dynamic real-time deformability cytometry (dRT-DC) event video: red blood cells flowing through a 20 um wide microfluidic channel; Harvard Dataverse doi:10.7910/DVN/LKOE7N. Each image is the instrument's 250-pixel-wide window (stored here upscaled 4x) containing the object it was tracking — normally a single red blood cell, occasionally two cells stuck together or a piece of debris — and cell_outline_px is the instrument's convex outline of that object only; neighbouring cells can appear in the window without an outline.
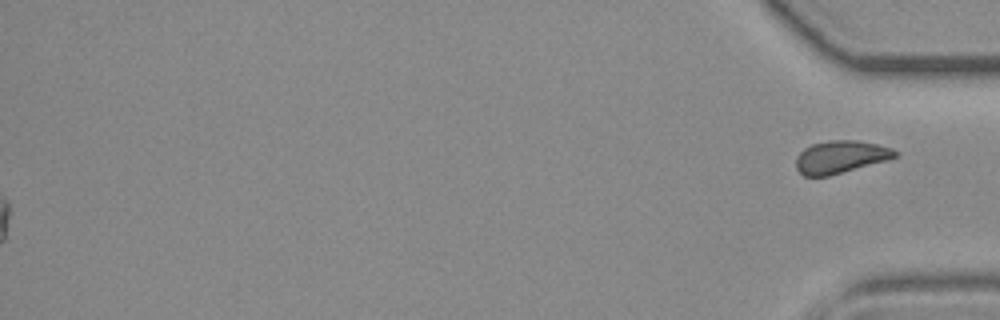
{"species": "common noctule bat (a hibernating species)", "species_latin": "Nyctalus noctula", "temperature_condition": "room temperature", "stored_images_in_passage": 45, "segment_of_instrument_passage": [2, 2], "camera_frame_rate_fps": 3000, "um_per_image_px": 0.085, "animal": {"sex": "female", "body_mass_g": 19.3, "forearm_length_mm": 54.1}, "frame": {"image": 1, "passage_image": 45, "time_ms": 14.667, "image_size_px": [1000, 320], "cell_outline_px": [[900, 152], [896, 156], [888, 160], [828, 176], [804, 176], [796, 168], [796, 156], [804, 148], [812, 144], [828, 140], [856, 140], [876, 144], [892, 148]], "centroid_in_image_um": [71.45, 13.33], "position_along_channel_um": 363.8, "area_um2": 18.84}}